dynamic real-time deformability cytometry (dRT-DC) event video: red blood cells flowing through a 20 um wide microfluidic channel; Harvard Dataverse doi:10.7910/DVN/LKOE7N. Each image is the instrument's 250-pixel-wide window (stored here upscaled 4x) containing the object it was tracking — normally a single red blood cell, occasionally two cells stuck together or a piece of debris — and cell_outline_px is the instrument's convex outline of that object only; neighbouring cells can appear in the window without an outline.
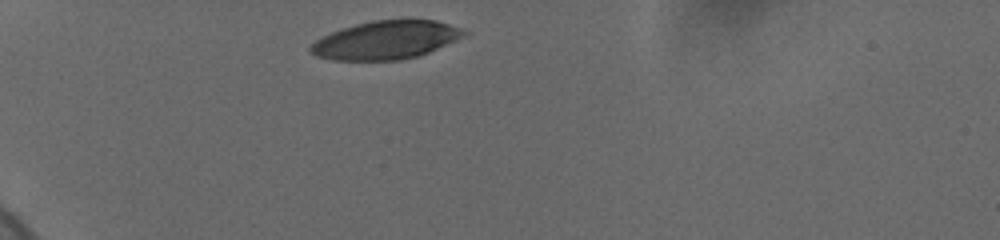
{"species": "human", "species_latin": "Homo sapiens", "temperature_condition": "cold", "stored_images_in_passage": 29, "camera_frame_rate_fps": 3000, "um_per_image_px": 0.085, "donor": {"sex": "female"}, "frame": {"image": 1, "passage_image": 1, "time_ms": 0.0, "image_size_px": [1000, 240], "cell_outline_px": [[468, 32], [464, 36], [420, 56], [400, 60], [332, 60], [316, 56], [308, 52], [308, 48], [316, 40], [332, 32], [356, 24], [372, 20], [436, 20], [460, 28]], "centroid_in_image_um": [32.78, 3.42], "position_along_channel_um": 52.2, "area_um2": 34.04}}
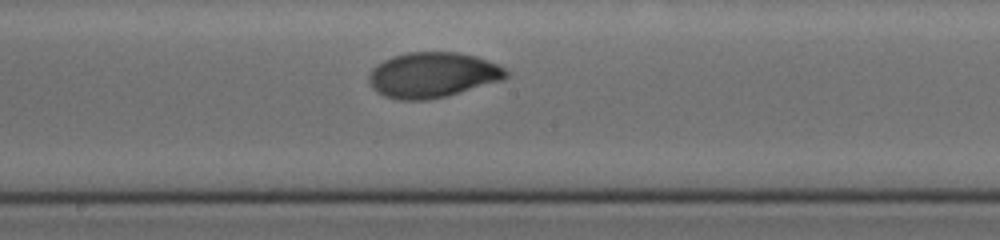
{"frame": {"image": 2, "passage_image": 16, "time_ms": 5.333, "image_size_px": [1000, 240], "cell_outline_px": [[508, 76], [504, 80], [444, 96], [424, 100], [400, 100], [384, 96], [376, 92], [372, 88], [368, 80], [368, 72], [376, 64], [392, 56], [408, 52], [460, 52], [476, 56], [500, 64], [508, 72]], "centroid_in_image_um": [36.76, 6.36], "position_along_channel_um": 211.4, "area_um2": 36.47}}
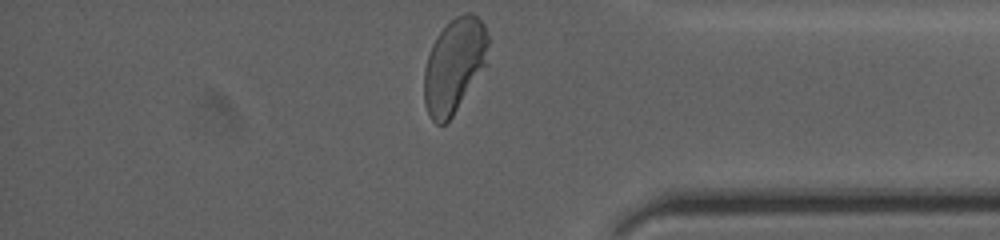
{"frame": {"image": 3, "passage_image": 29, "time_ms": 10.667, "image_size_px": [1000, 240], "cell_outline_px": [[488, 44], [484, 64], [452, 116], [444, 124], [436, 124], [432, 120], [424, 104], [424, 72], [428, 56], [432, 44], [440, 32], [456, 16], [464, 12], [472, 12], [484, 24], [488, 36]], "centroid_in_image_um": [38.57, 5.54], "position_along_channel_um": 396.6, "area_um2": 34.28}, "authors_computed_cell_mechanics": {"area_um2": 35.8938, "velocity_mm_per_s": 3.6628, "shape_relaxation_time_tau1_ms": 3.7451, "shape_relaxation_time_tau2_ms": 0.8161, "deformation_change_tau1": 0.1653, "deformation_change_tau2": 0.0355}}